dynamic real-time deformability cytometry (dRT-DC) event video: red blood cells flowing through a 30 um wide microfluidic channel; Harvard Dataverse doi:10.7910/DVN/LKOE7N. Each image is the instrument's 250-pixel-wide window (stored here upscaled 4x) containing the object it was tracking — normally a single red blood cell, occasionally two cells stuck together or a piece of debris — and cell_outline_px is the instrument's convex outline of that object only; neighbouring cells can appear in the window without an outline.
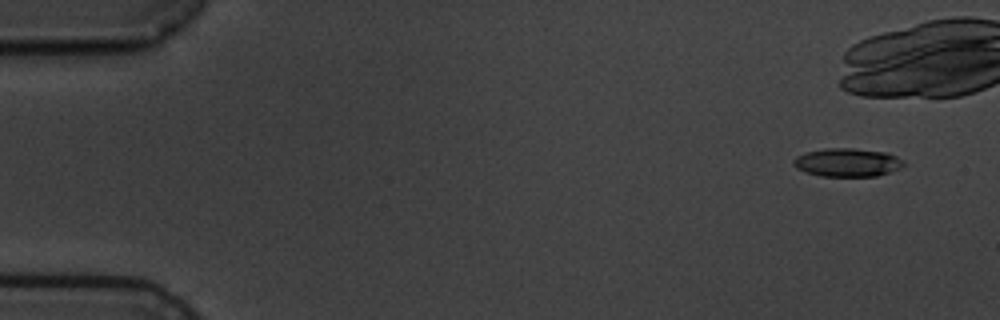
{"species": "common noctule bat (a hibernating species)", "species_latin": "Nyctalus noctula", "temperature_condition": "cold", "stored_images_in_passage": 5, "segment_of_instrument_passage": [2, 2], "camera_frame_rate_fps": 3000, "um_per_image_px": 0.085, "animal": {"sex": "male", "body_mass_g": 19.5, "forearm_length_mm": 54.6}, "frame": {"image": 1, "passage_image": 5, "time_ms": 5.333, "image_size_px": [1000, 320], "cell_outline_px": [[904, 164], [900, 168], [876, 176], [820, 176], [804, 172], [796, 168], [792, 164], [792, 160], [796, 156], [808, 152], [828, 148], [856, 148], [888, 152], [904, 160]], "centroid_in_image_um": [72.01, 13.8], "position_along_channel_um": 13.0, "area_um2": 18.32}}